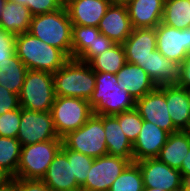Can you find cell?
<instances>
[{"label":"cell","instance_id":"cell-43","mask_svg":"<svg viewBox=\"0 0 190 191\" xmlns=\"http://www.w3.org/2000/svg\"><path fill=\"white\" fill-rule=\"evenodd\" d=\"M181 191H190V178L183 180Z\"/></svg>","mask_w":190,"mask_h":191},{"label":"cell","instance_id":"cell-8","mask_svg":"<svg viewBox=\"0 0 190 191\" xmlns=\"http://www.w3.org/2000/svg\"><path fill=\"white\" fill-rule=\"evenodd\" d=\"M55 130L59 138L83 126L93 111L88 100L56 96L51 108Z\"/></svg>","mask_w":190,"mask_h":191},{"label":"cell","instance_id":"cell-13","mask_svg":"<svg viewBox=\"0 0 190 191\" xmlns=\"http://www.w3.org/2000/svg\"><path fill=\"white\" fill-rule=\"evenodd\" d=\"M156 45L164 57L181 65L190 55V27L177 29L160 23L156 27Z\"/></svg>","mask_w":190,"mask_h":191},{"label":"cell","instance_id":"cell-12","mask_svg":"<svg viewBox=\"0 0 190 191\" xmlns=\"http://www.w3.org/2000/svg\"><path fill=\"white\" fill-rule=\"evenodd\" d=\"M135 109L144 121H149L169 134L178 132L173 125L166 103L165 86L157 87L135 101Z\"/></svg>","mask_w":190,"mask_h":191},{"label":"cell","instance_id":"cell-27","mask_svg":"<svg viewBox=\"0 0 190 191\" xmlns=\"http://www.w3.org/2000/svg\"><path fill=\"white\" fill-rule=\"evenodd\" d=\"M88 64L95 72L117 74L126 64L125 49L122 44H114L95 56Z\"/></svg>","mask_w":190,"mask_h":191},{"label":"cell","instance_id":"cell-45","mask_svg":"<svg viewBox=\"0 0 190 191\" xmlns=\"http://www.w3.org/2000/svg\"><path fill=\"white\" fill-rule=\"evenodd\" d=\"M132 0H113L114 3L116 4H122V5H126L127 3H129Z\"/></svg>","mask_w":190,"mask_h":191},{"label":"cell","instance_id":"cell-33","mask_svg":"<svg viewBox=\"0 0 190 191\" xmlns=\"http://www.w3.org/2000/svg\"><path fill=\"white\" fill-rule=\"evenodd\" d=\"M61 150L67 155L68 159H72L73 175L76 177L77 184L81 187L87 179L94 158L66 149L64 146H62Z\"/></svg>","mask_w":190,"mask_h":191},{"label":"cell","instance_id":"cell-34","mask_svg":"<svg viewBox=\"0 0 190 191\" xmlns=\"http://www.w3.org/2000/svg\"><path fill=\"white\" fill-rule=\"evenodd\" d=\"M20 122V108L0 115V136L17 138Z\"/></svg>","mask_w":190,"mask_h":191},{"label":"cell","instance_id":"cell-49","mask_svg":"<svg viewBox=\"0 0 190 191\" xmlns=\"http://www.w3.org/2000/svg\"><path fill=\"white\" fill-rule=\"evenodd\" d=\"M188 101H189V109H190V90H188Z\"/></svg>","mask_w":190,"mask_h":191},{"label":"cell","instance_id":"cell-11","mask_svg":"<svg viewBox=\"0 0 190 191\" xmlns=\"http://www.w3.org/2000/svg\"><path fill=\"white\" fill-rule=\"evenodd\" d=\"M142 172L144 187L177 191L182 188L183 177L178 169L171 168L158 158L136 162Z\"/></svg>","mask_w":190,"mask_h":191},{"label":"cell","instance_id":"cell-25","mask_svg":"<svg viewBox=\"0 0 190 191\" xmlns=\"http://www.w3.org/2000/svg\"><path fill=\"white\" fill-rule=\"evenodd\" d=\"M190 150V135L188 131L171 133L157 157L161 162L180 170L182 162Z\"/></svg>","mask_w":190,"mask_h":191},{"label":"cell","instance_id":"cell-37","mask_svg":"<svg viewBox=\"0 0 190 191\" xmlns=\"http://www.w3.org/2000/svg\"><path fill=\"white\" fill-rule=\"evenodd\" d=\"M20 108L19 95L0 85V115Z\"/></svg>","mask_w":190,"mask_h":191},{"label":"cell","instance_id":"cell-28","mask_svg":"<svg viewBox=\"0 0 190 191\" xmlns=\"http://www.w3.org/2000/svg\"><path fill=\"white\" fill-rule=\"evenodd\" d=\"M161 23L177 29L190 27V0H165Z\"/></svg>","mask_w":190,"mask_h":191},{"label":"cell","instance_id":"cell-44","mask_svg":"<svg viewBox=\"0 0 190 191\" xmlns=\"http://www.w3.org/2000/svg\"><path fill=\"white\" fill-rule=\"evenodd\" d=\"M0 191H16L15 182L12 180V182L10 184H8L6 187L0 189Z\"/></svg>","mask_w":190,"mask_h":191},{"label":"cell","instance_id":"cell-9","mask_svg":"<svg viewBox=\"0 0 190 191\" xmlns=\"http://www.w3.org/2000/svg\"><path fill=\"white\" fill-rule=\"evenodd\" d=\"M20 119L17 139L22 146L59 138L51 111L37 112L20 107Z\"/></svg>","mask_w":190,"mask_h":191},{"label":"cell","instance_id":"cell-4","mask_svg":"<svg viewBox=\"0 0 190 191\" xmlns=\"http://www.w3.org/2000/svg\"><path fill=\"white\" fill-rule=\"evenodd\" d=\"M56 96L89 100L95 89V71L88 63L69 59L53 74Z\"/></svg>","mask_w":190,"mask_h":191},{"label":"cell","instance_id":"cell-46","mask_svg":"<svg viewBox=\"0 0 190 191\" xmlns=\"http://www.w3.org/2000/svg\"><path fill=\"white\" fill-rule=\"evenodd\" d=\"M143 191H164L162 189L159 188H148V187H144Z\"/></svg>","mask_w":190,"mask_h":191},{"label":"cell","instance_id":"cell-29","mask_svg":"<svg viewBox=\"0 0 190 191\" xmlns=\"http://www.w3.org/2000/svg\"><path fill=\"white\" fill-rule=\"evenodd\" d=\"M22 145L17 138L0 136V168L16 177Z\"/></svg>","mask_w":190,"mask_h":191},{"label":"cell","instance_id":"cell-19","mask_svg":"<svg viewBox=\"0 0 190 191\" xmlns=\"http://www.w3.org/2000/svg\"><path fill=\"white\" fill-rule=\"evenodd\" d=\"M165 0H132L126 4L133 29L156 28L162 21Z\"/></svg>","mask_w":190,"mask_h":191},{"label":"cell","instance_id":"cell-47","mask_svg":"<svg viewBox=\"0 0 190 191\" xmlns=\"http://www.w3.org/2000/svg\"><path fill=\"white\" fill-rule=\"evenodd\" d=\"M72 1L74 0H61L63 7H65L67 4H69Z\"/></svg>","mask_w":190,"mask_h":191},{"label":"cell","instance_id":"cell-22","mask_svg":"<svg viewBox=\"0 0 190 191\" xmlns=\"http://www.w3.org/2000/svg\"><path fill=\"white\" fill-rule=\"evenodd\" d=\"M157 87L178 85L180 64L164 57L157 49L151 52L143 68Z\"/></svg>","mask_w":190,"mask_h":191},{"label":"cell","instance_id":"cell-14","mask_svg":"<svg viewBox=\"0 0 190 191\" xmlns=\"http://www.w3.org/2000/svg\"><path fill=\"white\" fill-rule=\"evenodd\" d=\"M122 45L125 49L126 62L143 69L146 66V59L157 49L156 28L132 29Z\"/></svg>","mask_w":190,"mask_h":191},{"label":"cell","instance_id":"cell-30","mask_svg":"<svg viewBox=\"0 0 190 191\" xmlns=\"http://www.w3.org/2000/svg\"><path fill=\"white\" fill-rule=\"evenodd\" d=\"M142 172L136 162H131L114 180L108 191H143Z\"/></svg>","mask_w":190,"mask_h":191},{"label":"cell","instance_id":"cell-3","mask_svg":"<svg viewBox=\"0 0 190 191\" xmlns=\"http://www.w3.org/2000/svg\"><path fill=\"white\" fill-rule=\"evenodd\" d=\"M95 89L88 102L96 115H115L135 108V99L117 85L116 74L95 72Z\"/></svg>","mask_w":190,"mask_h":191},{"label":"cell","instance_id":"cell-31","mask_svg":"<svg viewBox=\"0 0 190 191\" xmlns=\"http://www.w3.org/2000/svg\"><path fill=\"white\" fill-rule=\"evenodd\" d=\"M100 33L97 27L72 25V59H78Z\"/></svg>","mask_w":190,"mask_h":191},{"label":"cell","instance_id":"cell-16","mask_svg":"<svg viewBox=\"0 0 190 191\" xmlns=\"http://www.w3.org/2000/svg\"><path fill=\"white\" fill-rule=\"evenodd\" d=\"M169 133L155 124L144 121L136 141L133 143V162L157 158L165 145Z\"/></svg>","mask_w":190,"mask_h":191},{"label":"cell","instance_id":"cell-7","mask_svg":"<svg viewBox=\"0 0 190 191\" xmlns=\"http://www.w3.org/2000/svg\"><path fill=\"white\" fill-rule=\"evenodd\" d=\"M62 146L61 138L22 146L15 178L42 179Z\"/></svg>","mask_w":190,"mask_h":191},{"label":"cell","instance_id":"cell-15","mask_svg":"<svg viewBox=\"0 0 190 191\" xmlns=\"http://www.w3.org/2000/svg\"><path fill=\"white\" fill-rule=\"evenodd\" d=\"M97 28L115 44H123L133 29L126 5L113 2Z\"/></svg>","mask_w":190,"mask_h":191},{"label":"cell","instance_id":"cell-6","mask_svg":"<svg viewBox=\"0 0 190 191\" xmlns=\"http://www.w3.org/2000/svg\"><path fill=\"white\" fill-rule=\"evenodd\" d=\"M103 115L92 114L87 122L62 138L63 146L86 156L97 158L108 154Z\"/></svg>","mask_w":190,"mask_h":191},{"label":"cell","instance_id":"cell-21","mask_svg":"<svg viewBox=\"0 0 190 191\" xmlns=\"http://www.w3.org/2000/svg\"><path fill=\"white\" fill-rule=\"evenodd\" d=\"M167 109L171 121L178 131L190 129L188 90L179 85L165 86Z\"/></svg>","mask_w":190,"mask_h":191},{"label":"cell","instance_id":"cell-24","mask_svg":"<svg viewBox=\"0 0 190 191\" xmlns=\"http://www.w3.org/2000/svg\"><path fill=\"white\" fill-rule=\"evenodd\" d=\"M32 15L29 9L11 0H6L0 15V30L14 35L27 33Z\"/></svg>","mask_w":190,"mask_h":191},{"label":"cell","instance_id":"cell-38","mask_svg":"<svg viewBox=\"0 0 190 191\" xmlns=\"http://www.w3.org/2000/svg\"><path fill=\"white\" fill-rule=\"evenodd\" d=\"M15 54V35L0 30V62Z\"/></svg>","mask_w":190,"mask_h":191},{"label":"cell","instance_id":"cell-32","mask_svg":"<svg viewBox=\"0 0 190 191\" xmlns=\"http://www.w3.org/2000/svg\"><path fill=\"white\" fill-rule=\"evenodd\" d=\"M114 116L118 119L124 134L133 144L140 134L143 125V119L139 115L138 111L133 108L131 110L115 114Z\"/></svg>","mask_w":190,"mask_h":191},{"label":"cell","instance_id":"cell-40","mask_svg":"<svg viewBox=\"0 0 190 191\" xmlns=\"http://www.w3.org/2000/svg\"><path fill=\"white\" fill-rule=\"evenodd\" d=\"M178 85L190 90V55H188L180 65Z\"/></svg>","mask_w":190,"mask_h":191},{"label":"cell","instance_id":"cell-39","mask_svg":"<svg viewBox=\"0 0 190 191\" xmlns=\"http://www.w3.org/2000/svg\"><path fill=\"white\" fill-rule=\"evenodd\" d=\"M16 191H51L42 179L13 178Z\"/></svg>","mask_w":190,"mask_h":191},{"label":"cell","instance_id":"cell-48","mask_svg":"<svg viewBox=\"0 0 190 191\" xmlns=\"http://www.w3.org/2000/svg\"><path fill=\"white\" fill-rule=\"evenodd\" d=\"M5 1L6 0H0V15H1V10L4 7Z\"/></svg>","mask_w":190,"mask_h":191},{"label":"cell","instance_id":"cell-18","mask_svg":"<svg viewBox=\"0 0 190 191\" xmlns=\"http://www.w3.org/2000/svg\"><path fill=\"white\" fill-rule=\"evenodd\" d=\"M113 0H74L65 6L72 25L98 27Z\"/></svg>","mask_w":190,"mask_h":191},{"label":"cell","instance_id":"cell-10","mask_svg":"<svg viewBox=\"0 0 190 191\" xmlns=\"http://www.w3.org/2000/svg\"><path fill=\"white\" fill-rule=\"evenodd\" d=\"M130 163L126 158L109 154L95 158L81 191H108Z\"/></svg>","mask_w":190,"mask_h":191},{"label":"cell","instance_id":"cell-42","mask_svg":"<svg viewBox=\"0 0 190 191\" xmlns=\"http://www.w3.org/2000/svg\"><path fill=\"white\" fill-rule=\"evenodd\" d=\"M13 180V177L4 169L0 168V189L6 187Z\"/></svg>","mask_w":190,"mask_h":191},{"label":"cell","instance_id":"cell-23","mask_svg":"<svg viewBox=\"0 0 190 191\" xmlns=\"http://www.w3.org/2000/svg\"><path fill=\"white\" fill-rule=\"evenodd\" d=\"M103 128L108 154L133 162V144L122 131L118 119L114 115H103Z\"/></svg>","mask_w":190,"mask_h":191},{"label":"cell","instance_id":"cell-17","mask_svg":"<svg viewBox=\"0 0 190 191\" xmlns=\"http://www.w3.org/2000/svg\"><path fill=\"white\" fill-rule=\"evenodd\" d=\"M51 191H81L73 175L72 159L60 150L42 178Z\"/></svg>","mask_w":190,"mask_h":191},{"label":"cell","instance_id":"cell-41","mask_svg":"<svg viewBox=\"0 0 190 191\" xmlns=\"http://www.w3.org/2000/svg\"><path fill=\"white\" fill-rule=\"evenodd\" d=\"M179 171L181 172L183 179L190 178V150L184 158Z\"/></svg>","mask_w":190,"mask_h":191},{"label":"cell","instance_id":"cell-20","mask_svg":"<svg viewBox=\"0 0 190 191\" xmlns=\"http://www.w3.org/2000/svg\"><path fill=\"white\" fill-rule=\"evenodd\" d=\"M116 75L117 85L129 92L135 101L157 88L145 70L136 64L126 62Z\"/></svg>","mask_w":190,"mask_h":191},{"label":"cell","instance_id":"cell-5","mask_svg":"<svg viewBox=\"0 0 190 191\" xmlns=\"http://www.w3.org/2000/svg\"><path fill=\"white\" fill-rule=\"evenodd\" d=\"M55 98L53 74L28 70L19 94L20 107L37 112H48L51 111Z\"/></svg>","mask_w":190,"mask_h":191},{"label":"cell","instance_id":"cell-36","mask_svg":"<svg viewBox=\"0 0 190 191\" xmlns=\"http://www.w3.org/2000/svg\"><path fill=\"white\" fill-rule=\"evenodd\" d=\"M115 43L107 36L99 34L87 50L77 59L81 62L89 63L95 56L103 53L106 49L112 47Z\"/></svg>","mask_w":190,"mask_h":191},{"label":"cell","instance_id":"cell-2","mask_svg":"<svg viewBox=\"0 0 190 191\" xmlns=\"http://www.w3.org/2000/svg\"><path fill=\"white\" fill-rule=\"evenodd\" d=\"M28 32L72 59V22L65 7L32 16Z\"/></svg>","mask_w":190,"mask_h":191},{"label":"cell","instance_id":"cell-35","mask_svg":"<svg viewBox=\"0 0 190 191\" xmlns=\"http://www.w3.org/2000/svg\"><path fill=\"white\" fill-rule=\"evenodd\" d=\"M26 6L31 15H39L57 11L63 7L61 0H11Z\"/></svg>","mask_w":190,"mask_h":191},{"label":"cell","instance_id":"cell-26","mask_svg":"<svg viewBox=\"0 0 190 191\" xmlns=\"http://www.w3.org/2000/svg\"><path fill=\"white\" fill-rule=\"evenodd\" d=\"M28 69L16 54L0 62V85L19 95Z\"/></svg>","mask_w":190,"mask_h":191},{"label":"cell","instance_id":"cell-1","mask_svg":"<svg viewBox=\"0 0 190 191\" xmlns=\"http://www.w3.org/2000/svg\"><path fill=\"white\" fill-rule=\"evenodd\" d=\"M15 54L28 70L52 74L69 60L60 49L48 45L29 32L15 35Z\"/></svg>","mask_w":190,"mask_h":191}]
</instances>
